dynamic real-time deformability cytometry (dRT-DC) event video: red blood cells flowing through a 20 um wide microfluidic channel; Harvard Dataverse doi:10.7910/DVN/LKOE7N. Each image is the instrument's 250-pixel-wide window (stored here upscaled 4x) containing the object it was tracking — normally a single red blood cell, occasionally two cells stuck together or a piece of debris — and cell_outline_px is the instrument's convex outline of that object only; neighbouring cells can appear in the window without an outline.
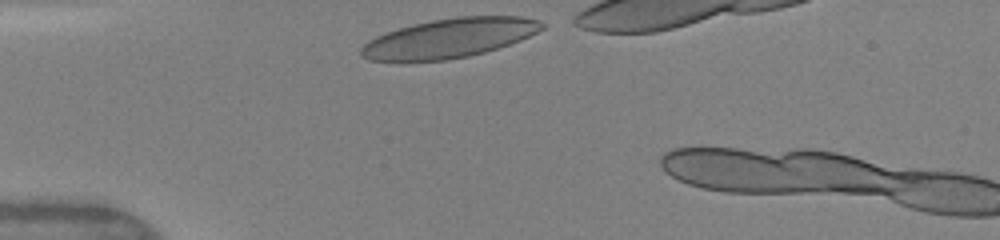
{"species": "human", "species_latin": "Homo sapiens", "temperature_condition": "warm", "stored_images_in_passage": 29, "camera_frame_rate_fps": 3000, "um_per_image_px": 0.085, "donor": {"sex": "female"}, "frame": {"image": 1, "passage_image": 1, "time_ms": 0.0, "image_size_px": [1000, 240], "cell_outline_px": [[548, 24], [544, 28], [520, 40], [484, 52], [468, 56], [444, 60], [368, 60], [360, 56], [360, 48], [368, 40], [376, 36], [412, 24], [432, 20], [456, 16], [524, 16], [540, 20]], "centroid_in_image_um": [38.23, 3.22], "position_along_channel_um": 46.8, "area_um2": 41.15}, "authors_computed_cell_mechanics": {"area_um2": 39.9398, "velocity_mm_per_s": 4.118, "shape_relaxation_time_tau1_ms": 3.4441, "shape_relaxation_time_tau2_ms": 0.7318, "deformation_change_tau1": 0.1552, "deformation_change_tau2": 0.0621}}